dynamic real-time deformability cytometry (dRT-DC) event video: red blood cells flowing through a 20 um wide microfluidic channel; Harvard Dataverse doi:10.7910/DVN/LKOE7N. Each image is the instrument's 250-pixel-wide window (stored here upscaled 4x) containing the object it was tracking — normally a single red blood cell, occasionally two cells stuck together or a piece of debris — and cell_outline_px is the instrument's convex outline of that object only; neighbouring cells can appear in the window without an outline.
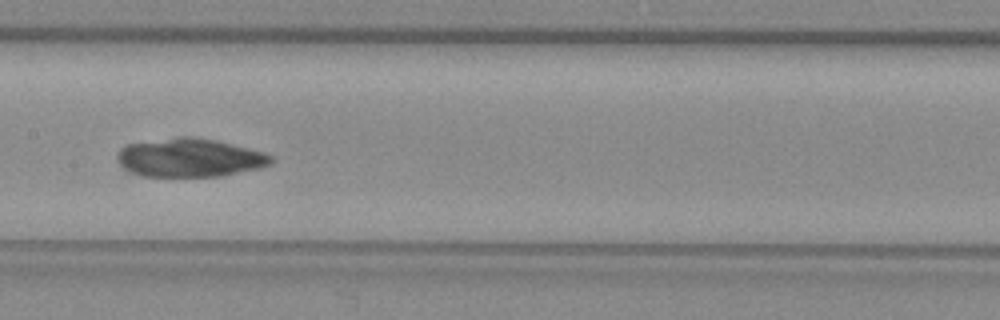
{"species": "common noctule bat (a hibernating species)", "species_latin": "Nyctalus noctula", "temperature_condition": "warm", "stored_images_in_passage": 48, "camera_frame_rate_fps": 3000, "um_per_image_px": 0.085, "animal": {"sex": "female", "body_mass_g": 29.2, "forearm_length_mm": 56.3}, "frame": {"image": 1, "passage_image": 26, "time_ms": 8.333, "image_size_px": [1000, 320], "cell_outline_px": [[272, 164], [260, 168], [220, 176], [144, 176], [128, 172], [116, 160], [116, 156], [120, 148], [128, 144], [180, 136], [196, 136], [216, 140], [264, 152], [272, 156]], "centroid_in_image_um": [16.11, 13.4], "position_along_channel_um": 191.3, "area_um2": 34.62}}
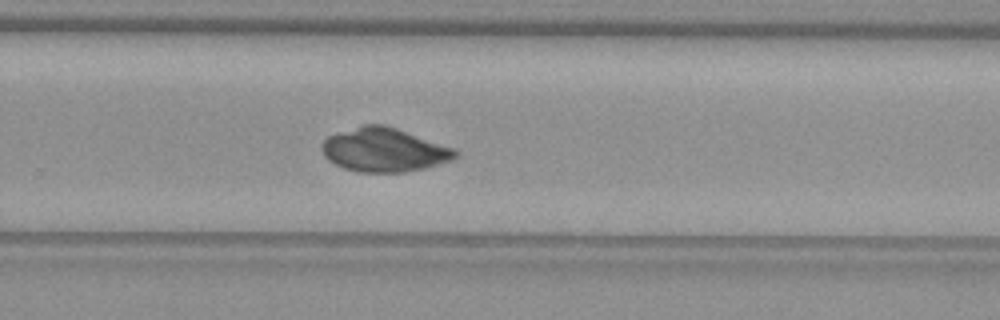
{"frame": {"image": 2, "passage_image": 34, "time_ms": 11.0, "image_size_px": [1000, 320], "cell_outline_px": [[460, 156], [452, 160], [424, 168], [404, 172], [356, 172], [344, 168], [328, 160], [324, 156], [320, 148], [320, 144], [328, 136], [364, 124], [384, 124], [456, 148], [460, 152]], "centroid_in_image_um": [32.67, 12.74], "position_along_channel_um": 297.1, "area_um2": 34.28}}
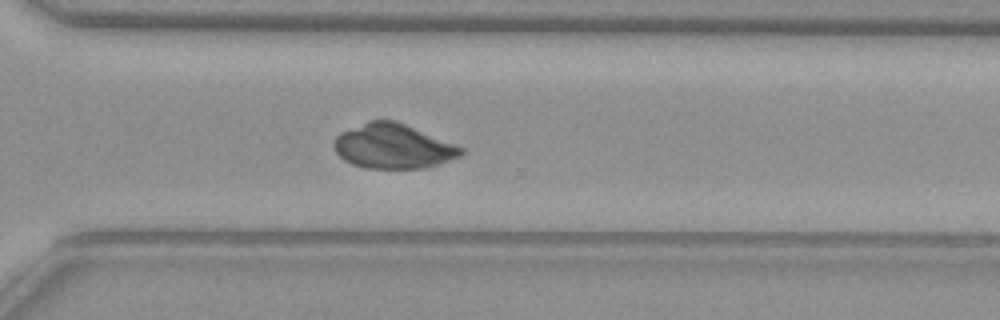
{"frame": {"image": 3, "passage_image": 37, "time_ms": 12.0, "image_size_px": [1000, 320], "cell_outline_px": [[464, 152], [460, 156], [424, 168], [368, 168], [352, 164], [344, 160], [336, 152], [332, 144], [336, 136], [340, 132], [368, 120], [396, 120], [456, 144], [464, 148]], "centroid_in_image_um": [33.39, 12.41], "position_along_channel_um": 337.2, "area_um2": 33.06}, "authors_computed_cell_mechanics": {"area_um2": 27.1371, "velocity_mm_per_s": 3.9643, "shape_relaxation_time_tau1_ms": 0.3368, "shape_relaxation_time_tau2_ms": null, "deformation_change_tau1": 0.0855, "deformation_change_tau2": null}}